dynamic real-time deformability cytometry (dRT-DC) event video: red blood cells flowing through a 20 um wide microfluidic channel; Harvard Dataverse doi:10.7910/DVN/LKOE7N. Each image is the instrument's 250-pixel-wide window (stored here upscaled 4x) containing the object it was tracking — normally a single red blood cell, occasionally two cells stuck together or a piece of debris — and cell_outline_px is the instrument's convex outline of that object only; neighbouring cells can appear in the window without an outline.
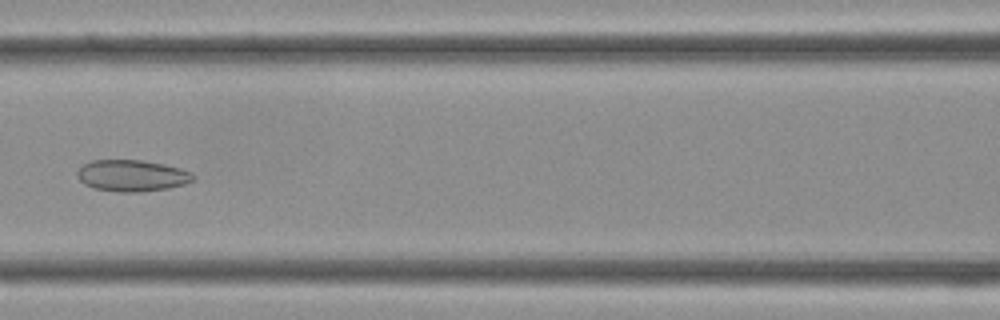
{"species": "Egyptian fruit bat (a non-hibernating species)", "species_latin": "Rousettus aegyptiacus", "temperature_condition": "cold", "stored_images_in_passage": 36, "camera_frame_rate_fps": 3000, "um_per_image_px": 0.085, "frame": {"image": 1, "passage_image": 16, "time_ms": 5.0, "image_size_px": [1000, 320], "cell_outline_px": [[196, 176], [192, 180], [184, 184], [168, 188], [140, 192], [120, 192], [96, 188], [84, 184], [76, 176], [76, 172], [80, 164], [92, 160], [140, 160], [164, 164], [180, 168], [192, 172]], "centroid_in_image_um": [11.19, 14.92], "position_along_channel_um": 155.4, "area_um2": 21.39}}
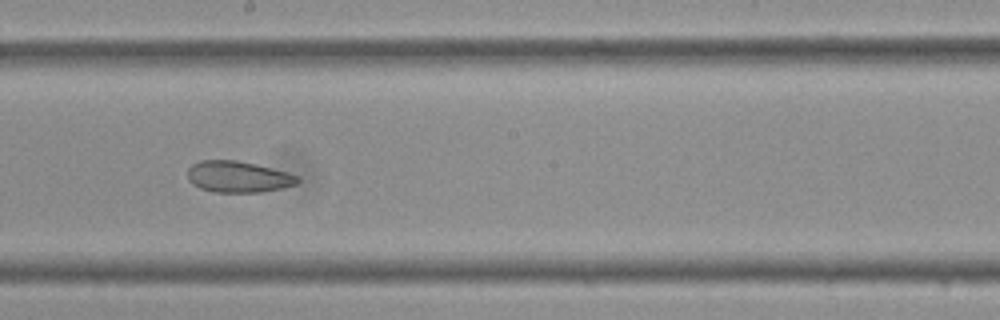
{"frame": {"image": 2, "passage_image": 20, "time_ms": 6.333, "image_size_px": [1000, 320], "cell_outline_px": [[300, 180], [296, 184], [280, 188], [260, 192], [216, 192], [200, 188], [192, 184], [188, 180], [188, 168], [192, 164], [200, 160], [236, 160], [256, 164], [288, 172], [300, 176]], "centroid_in_image_um": [20.24, 15.02], "position_along_channel_um": 228.0, "area_um2": 20.11}}
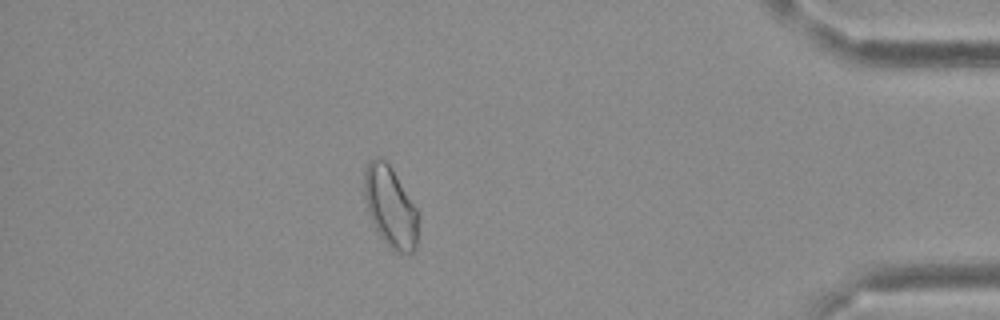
{"frame": {"image": 3, "passage_image": 32, "time_ms": 10.333, "image_size_px": [1000, 320], "cell_outline_px": [[416, 248], [412, 252], [396, 252], [380, 236], [368, 212], [364, 196], [364, 172], [368, 160], [376, 156], [380, 156], [392, 168], [416, 208]], "centroid_in_image_um": [33.14, 17.51], "position_along_channel_um": 402.1, "area_um2": 24.8}}